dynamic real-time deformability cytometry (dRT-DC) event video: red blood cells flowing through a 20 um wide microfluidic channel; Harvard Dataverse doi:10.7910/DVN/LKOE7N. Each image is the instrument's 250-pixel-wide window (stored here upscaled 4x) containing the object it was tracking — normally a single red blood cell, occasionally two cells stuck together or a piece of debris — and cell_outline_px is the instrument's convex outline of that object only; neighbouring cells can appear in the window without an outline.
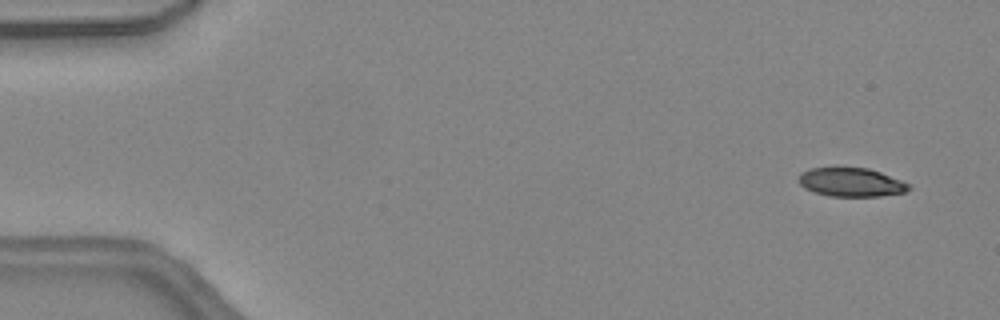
{"species": "common noctule bat (a hibernating species)", "species_latin": "Nyctalus noctula", "temperature_condition": "warm", "stored_images_in_passage": 44, "camera_frame_rate_fps": 3000, "um_per_image_px": 0.085, "animal": {"sex": "female", "body_mass_g": 24.6, "forearm_length_mm": 56.2}, "frame": {"image": 1, "passage_image": 1, "time_ms": 0.0, "image_size_px": [1000, 320], "cell_outline_px": [[912, 188], [904, 192], [880, 196], [832, 196], [816, 192], [804, 188], [800, 184], [800, 172], [812, 168], [868, 168], [880, 172], [912, 184]], "centroid_in_image_um": [72.39, 15.49], "position_along_channel_um": 12.6, "area_um2": 18.26}}
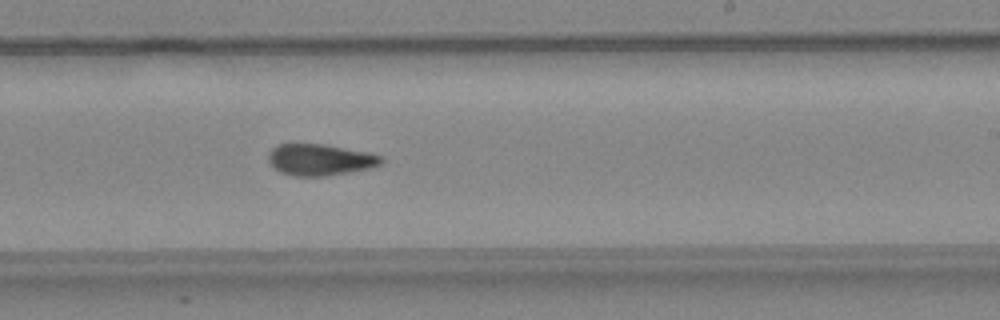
{"frame": {"image": 2, "passage_image": 26, "time_ms": 8.333, "image_size_px": [1000, 320], "cell_outline_px": [[384, 160], [380, 164], [372, 168], [324, 176], [292, 176], [280, 172], [268, 160], [268, 152], [276, 144], [324, 144], [368, 152], [380, 156]], "centroid_in_image_um": [27.19, 13.57], "position_along_channel_um": 261.8, "area_um2": 20.63}}
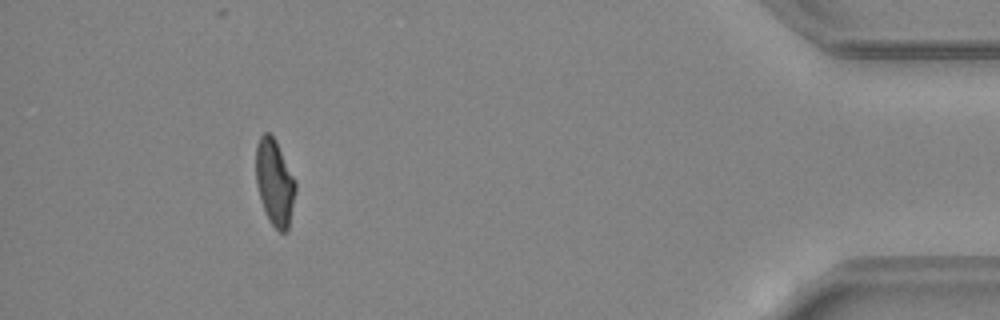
{"frame": {"image": 3, "passage_image": 40, "time_ms": 13.0, "image_size_px": [1000, 320], "cell_outline_px": [[296, 192], [288, 232], [280, 232], [268, 220], [260, 200], [256, 184], [256, 144], [260, 136], [264, 132], [268, 132], [276, 140], [296, 180]], "centroid_in_image_um": [23.35, 15.52], "position_along_channel_um": 411.8, "area_um2": 20.23}, "authors_computed_cell_mechanics": {"area_um2": 20.5768, "velocity_mm_per_s": 4.5227, "shape_relaxation_time_tau1_ms": 9.4466, "shape_relaxation_time_tau2_ms": 3.4654, "deformation_change_tau1": 0.2368, "deformation_change_tau2": 0.1111}}